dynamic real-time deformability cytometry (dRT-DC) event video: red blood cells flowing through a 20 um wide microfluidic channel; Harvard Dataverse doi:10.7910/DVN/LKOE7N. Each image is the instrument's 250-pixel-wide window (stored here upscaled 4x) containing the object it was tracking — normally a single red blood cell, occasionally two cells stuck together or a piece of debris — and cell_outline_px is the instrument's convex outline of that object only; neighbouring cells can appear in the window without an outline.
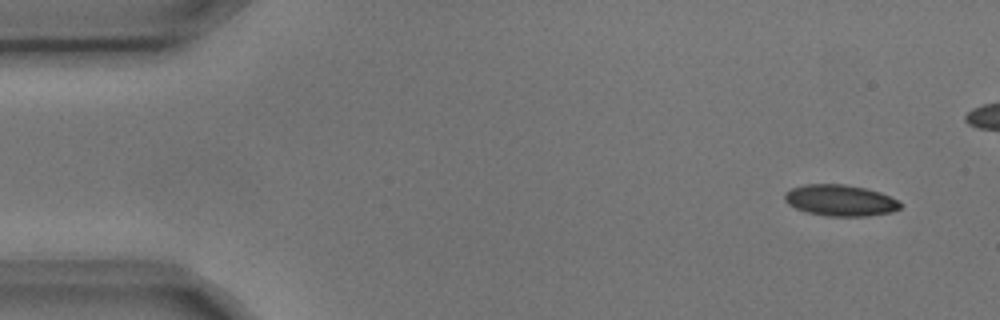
{"species": "common noctule bat (a hibernating species)", "species_latin": "Nyctalus noctula", "temperature_condition": "cold", "stored_images_in_passage": 2, "camera_frame_rate_fps": 3000, "um_per_image_px": 0.085, "animal": {"sex": "male", "body_mass_g": 17.9, "forearm_length_mm": 54.2}, "frame": {"image": 1, "passage_image": 1, "time_ms": 0.0, "image_size_px": [1000, 320], "cell_outline_px": [[900, 208], [892, 212], [868, 216], [828, 216], [808, 212], [796, 208], [788, 204], [784, 200], [784, 192], [792, 188], [804, 184], [844, 184], [864, 188], [880, 192], [896, 200], [900, 204]], "centroid_in_image_um": [71.38, 17.03], "position_along_channel_um": 13.6, "area_um2": 20.92}}